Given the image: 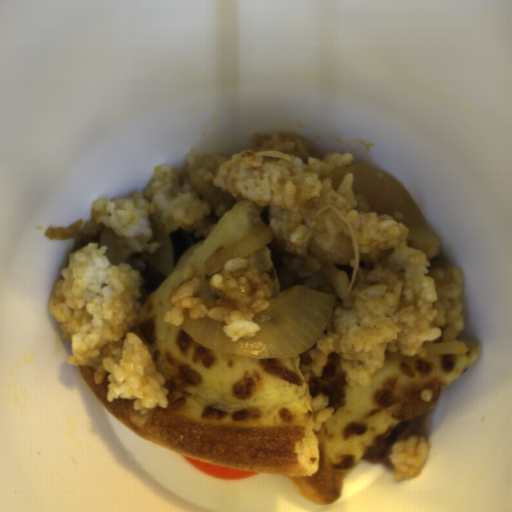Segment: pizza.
Listing matches in <instances>:
<instances>
[{"mask_svg":"<svg viewBox=\"0 0 512 512\" xmlns=\"http://www.w3.org/2000/svg\"><path fill=\"white\" fill-rule=\"evenodd\" d=\"M261 225L263 206L238 200L141 305L132 331L148 347L168 391L167 407L134 410L135 399L108 402L109 372L100 383L93 367L79 373L108 413L136 435L182 456L220 467L287 476L310 503L333 504L342 478L361 464L402 421H413L429 436L438 396L479 357L478 341L465 354L404 356L387 352L368 386L349 385L341 355L332 351L322 375L306 381L300 353L288 358H249L215 352L180 326L165 322L168 298L190 265L200 281L195 296L219 300L210 289L205 263ZM431 400L420 399L422 390ZM328 393L333 416L313 432L312 400Z\"/></svg>","mask_w":512,"mask_h":512,"instance_id":"1","label":"pizza"},{"mask_svg":"<svg viewBox=\"0 0 512 512\" xmlns=\"http://www.w3.org/2000/svg\"><path fill=\"white\" fill-rule=\"evenodd\" d=\"M242 259L246 260V267H257L258 271L269 276L273 290L272 299L277 298L281 288L276 267L272 262L271 249L265 245Z\"/></svg>","mask_w":512,"mask_h":512,"instance_id":"2","label":"pizza"}]
</instances>
